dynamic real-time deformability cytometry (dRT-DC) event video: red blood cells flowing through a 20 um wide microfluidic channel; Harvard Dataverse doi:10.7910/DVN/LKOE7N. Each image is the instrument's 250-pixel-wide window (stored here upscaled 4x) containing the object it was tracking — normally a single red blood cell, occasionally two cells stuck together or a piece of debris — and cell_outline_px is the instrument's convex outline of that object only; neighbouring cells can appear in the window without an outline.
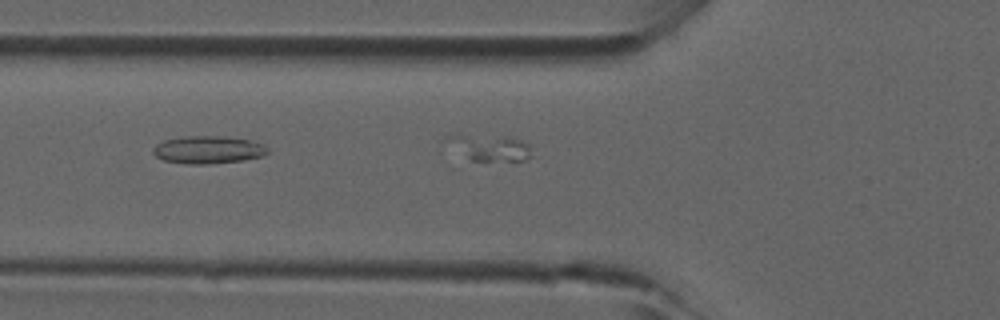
{"species": "common noctule bat (a hibernating species)", "species_latin": "Nyctalus noctula", "temperature_condition": "room temperature", "stored_images_in_passage": 9, "camera_frame_rate_fps": 3000, "um_per_image_px": 0.085, "animal": {"sex": "male", "forearm_length_mm": 52.5}, "frame": {"image": 1, "passage_image": 6, "time_ms": 1.667, "image_size_px": [1000, 320], "cell_outline_px": [[268, 152], [264, 156], [244, 160], [208, 164], [188, 164], [164, 160], [156, 156], [152, 152], [152, 148], [156, 144], [164, 140], [184, 136], [228, 136], [248, 140], [264, 144], [268, 148]], "centroid_in_image_um": [17.7, 12.72], "position_along_channel_um": 108.1, "area_um2": 18.61}}